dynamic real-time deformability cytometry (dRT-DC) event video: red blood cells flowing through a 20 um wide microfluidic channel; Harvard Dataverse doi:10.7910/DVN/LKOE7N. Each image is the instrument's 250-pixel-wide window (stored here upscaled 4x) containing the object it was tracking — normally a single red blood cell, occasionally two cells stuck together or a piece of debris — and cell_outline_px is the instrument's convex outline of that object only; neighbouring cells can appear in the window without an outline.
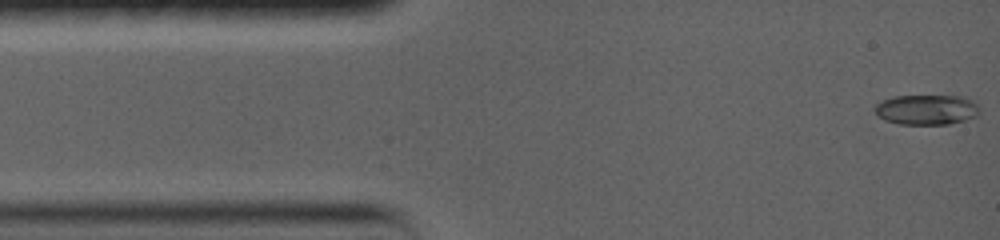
{"species": "common noctule bat (a hibernating species)", "species_latin": "Nyctalus noctula", "temperature_condition": "warm", "stored_images_in_passage": 13, "camera_frame_rate_fps": 5000, "um_per_image_px": 0.085, "animal": {"sex": "female", "body_mass_g": 19.0, "forearm_length_mm": 56.7}, "frame": {"image": 1, "passage_image": 1, "time_ms": 0.0, "image_size_px": [1000, 240], "cell_outline_px": [[976, 116], [964, 120], [948, 124], [900, 124], [884, 120], [876, 116], [872, 108], [880, 100], [892, 96], [960, 96], [972, 100], [976, 104]], "centroid_in_image_um": [78.64, 9.32], "position_along_channel_um": 6.4, "area_um2": 18.38}}